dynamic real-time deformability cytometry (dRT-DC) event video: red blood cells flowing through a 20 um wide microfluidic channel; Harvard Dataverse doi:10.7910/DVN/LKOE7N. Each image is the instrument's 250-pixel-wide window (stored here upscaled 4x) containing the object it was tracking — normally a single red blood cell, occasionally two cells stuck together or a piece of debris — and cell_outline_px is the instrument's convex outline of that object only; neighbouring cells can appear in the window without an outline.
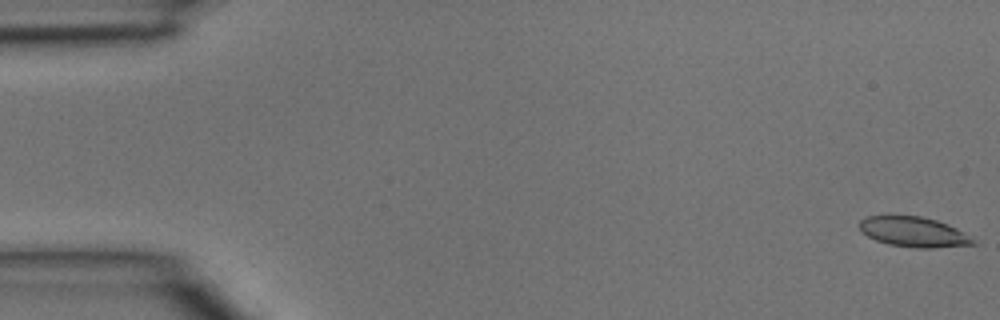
{"species": "common noctule bat (a hibernating species)", "species_latin": "Nyctalus noctula", "temperature_condition": "room temperature", "stored_images_in_passage": 4, "camera_frame_rate_fps": 3000, "um_per_image_px": 0.085, "animal": {"sex": "male", "body_mass_g": 15.6}, "frame": {"image": 1, "passage_image": 1, "time_ms": 0.0, "image_size_px": [1000, 320], "cell_outline_px": [[976, 244], [932, 248], [916, 248], [888, 244], [876, 240], [860, 232], [860, 220], [864, 216], [920, 216], [936, 220], [948, 224], [956, 228], [968, 236]], "centroid_in_image_um": [77.6, 19.71], "position_along_channel_um": 7.4, "area_um2": 19.71}}
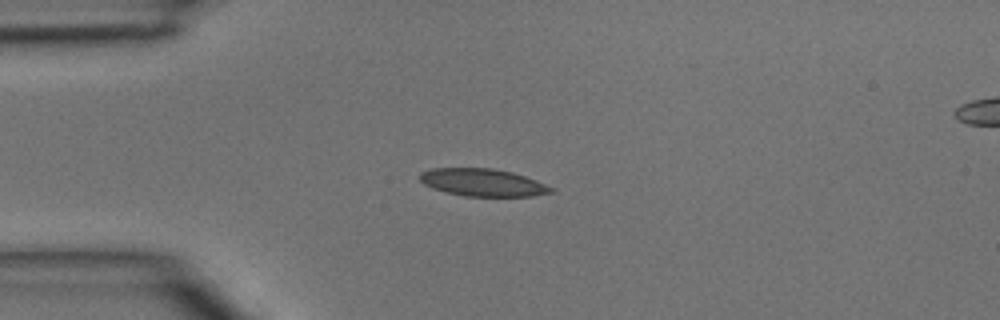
{"frame": {"image": 2, "passage_image": 3, "time_ms": 0.667, "image_size_px": [1000, 320], "cell_outline_px": [[556, 192], [532, 196], [464, 196], [432, 188], [424, 184], [420, 180], [420, 172], [432, 168], [492, 168], [512, 172], [536, 180], [556, 188]], "centroid_in_image_um": [41.08, 15.51], "position_along_channel_um": 43.9, "area_um2": 21.1}}